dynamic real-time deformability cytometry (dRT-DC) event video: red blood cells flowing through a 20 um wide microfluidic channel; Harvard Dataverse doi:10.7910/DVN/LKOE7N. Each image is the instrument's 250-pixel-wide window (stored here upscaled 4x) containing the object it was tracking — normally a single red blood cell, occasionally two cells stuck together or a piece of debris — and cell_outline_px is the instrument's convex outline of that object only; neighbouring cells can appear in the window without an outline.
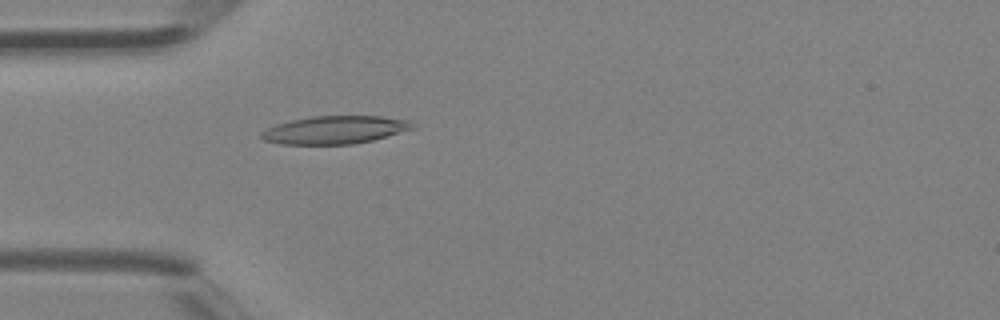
{"species": "Egyptian fruit bat (a non-hibernating species)", "species_latin": "Rousettus aegyptiacus", "temperature_condition": "room temperature", "stored_images_in_passage": 33, "camera_frame_rate_fps": 3000, "um_per_image_px": 0.085, "animal": {"sex": "female"}, "frame": {"image": 1, "passage_image": 5, "time_ms": 1.333, "image_size_px": [1000, 320], "cell_outline_px": [[416, 128], [372, 140], [352, 144], [280, 144], [264, 140], [260, 136], [260, 132], [276, 124], [292, 120], [312, 116], [384, 116], [408, 120]], "centroid_in_image_um": [28.46, 11.04], "position_along_channel_um": 56.5, "area_um2": 24.51}}
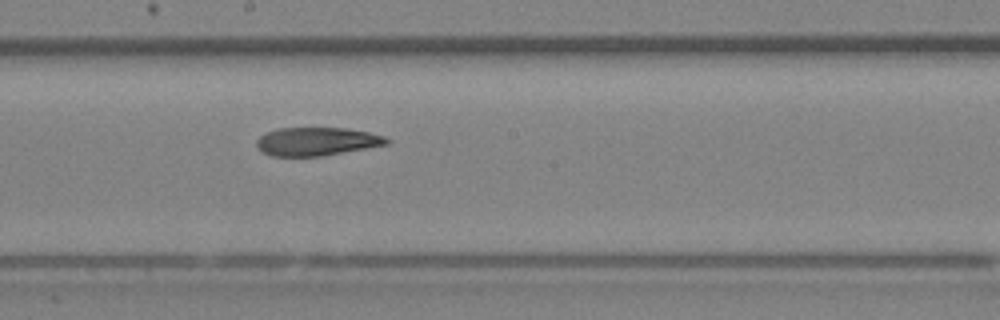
{"frame": {"image": 2, "passage_image": 15, "time_ms": 4.667, "image_size_px": [1000, 320], "cell_outline_px": [[392, 140], [388, 144], [320, 156], [272, 156], [260, 152], [256, 148], [256, 140], [260, 136], [268, 132], [280, 128], [344, 128], [368, 132], [384, 136]], "centroid_in_image_um": [26.89, 12.03], "position_along_channel_um": 221.3, "area_um2": 21.39}}
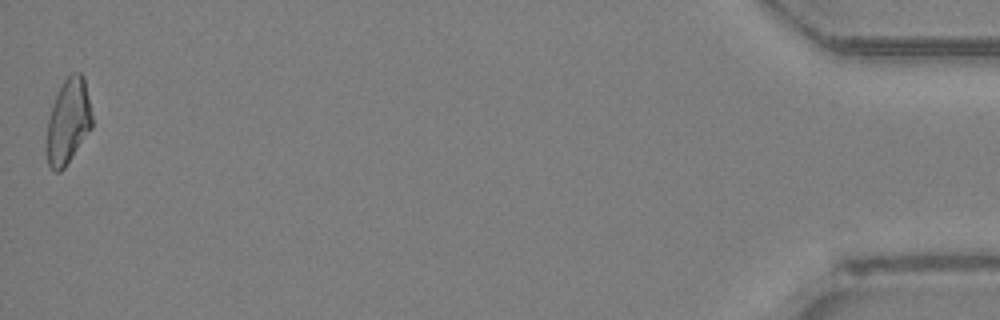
{"frame": {"image": 3, "passage_image": 33, "time_ms": 10.667, "image_size_px": [1000, 320], "cell_outline_px": [[92, 128], [64, 168], [60, 172], [52, 172], [48, 164], [48, 120], [52, 104], [64, 80], [72, 72], [80, 72], [84, 76], [92, 116]], "centroid_in_image_um": [5.82, 10.31], "position_along_channel_um": 429.4, "area_um2": 22.2}}